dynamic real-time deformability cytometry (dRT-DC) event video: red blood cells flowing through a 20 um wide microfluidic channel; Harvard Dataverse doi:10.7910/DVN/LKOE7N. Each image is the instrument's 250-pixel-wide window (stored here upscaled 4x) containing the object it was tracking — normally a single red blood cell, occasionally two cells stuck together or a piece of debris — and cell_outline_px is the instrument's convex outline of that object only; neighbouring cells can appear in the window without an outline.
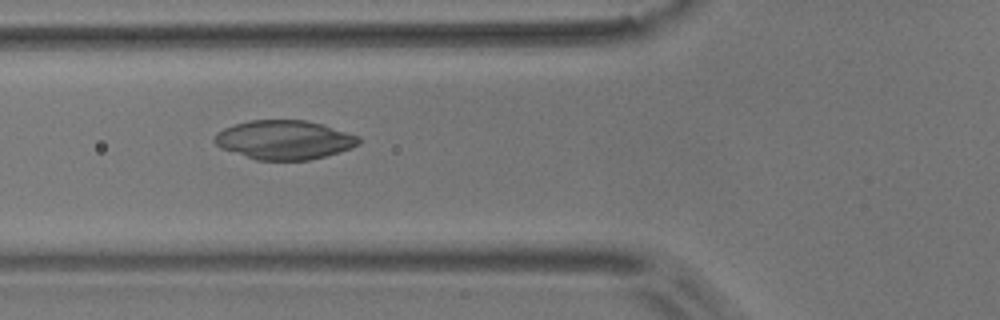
{"species": "common noctule bat (a hibernating species)", "species_latin": "Nyctalus noctula", "temperature_condition": "room temperature", "stored_images_in_passage": 52, "camera_frame_rate_fps": 3000, "um_per_image_px": 0.085, "animal": {"sex": "male", "body_mass_g": 17.9}, "frame": {"image": 1, "passage_image": 17, "time_ms": 5.333, "image_size_px": [1000, 320], "cell_outline_px": [[360, 144], [352, 148], [340, 152], [308, 160], [256, 160], [220, 148], [212, 140], [216, 132], [224, 128], [248, 120], [304, 120], [320, 124], [360, 136]], "centroid_in_image_um": [24.14, 11.89], "position_along_channel_um": 101.7, "area_um2": 32.83}}
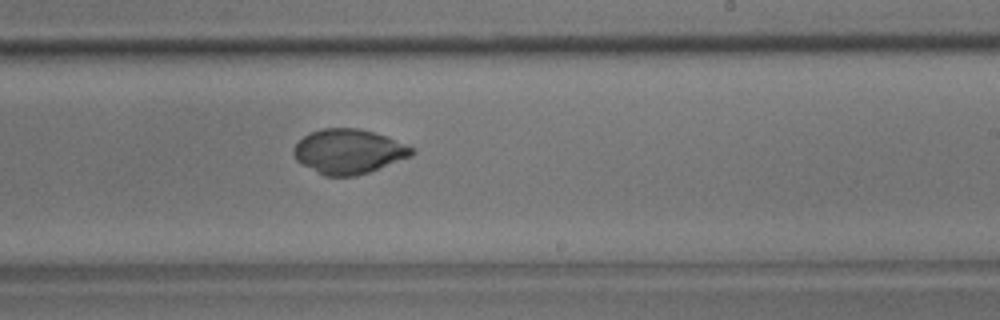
{"frame": {"image": 2, "passage_image": 30, "time_ms": 9.667, "image_size_px": [1000, 320], "cell_outline_px": [[416, 152], [412, 156], [368, 172], [356, 176], [324, 176], [296, 160], [292, 152], [292, 148], [304, 136], [320, 128], [360, 128], [384, 136], [416, 148]], "centroid_in_image_um": [29.63, 12.87], "position_along_channel_um": 259.4, "area_um2": 30.58}}
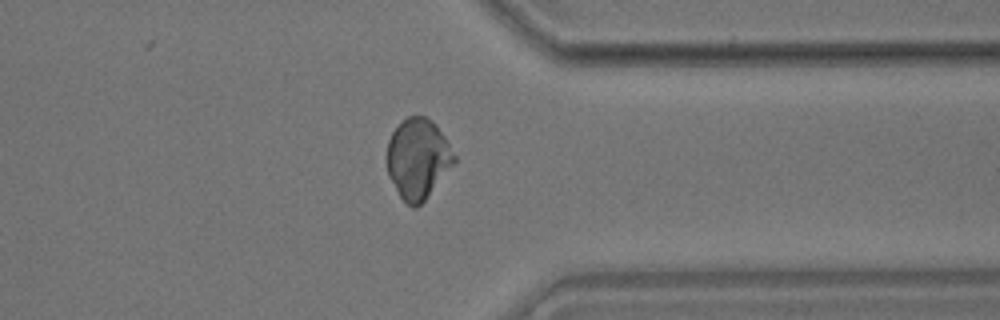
{"frame": {"image": 3, "passage_image": 40, "time_ms": 13.0, "image_size_px": [1000, 320], "cell_outline_px": [[456, 160], [424, 200], [416, 208], [412, 208], [400, 196], [388, 176], [388, 140], [392, 132], [408, 116], [424, 116], [432, 120], [436, 124], [444, 136], [456, 156]], "centroid_in_image_um": [35.52, 13.47], "position_along_channel_um": 375.9, "area_um2": 30.87}}